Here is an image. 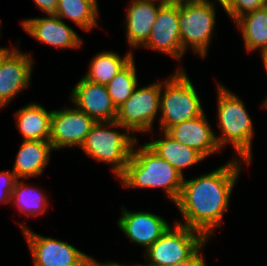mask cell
<instances>
[{"mask_svg":"<svg viewBox=\"0 0 267 266\" xmlns=\"http://www.w3.org/2000/svg\"><path fill=\"white\" fill-rule=\"evenodd\" d=\"M252 164L230 157L227 162L209 173L197 174L192 178L184 177L181 194L175 208L180 220L174 221L188 228L200 231L207 239H213L215 232L224 226V217L230 209L237 182L244 167ZM223 225V226H222Z\"/></svg>","mask_w":267,"mask_h":266,"instance_id":"obj_1","label":"cell"},{"mask_svg":"<svg viewBox=\"0 0 267 266\" xmlns=\"http://www.w3.org/2000/svg\"><path fill=\"white\" fill-rule=\"evenodd\" d=\"M216 127L217 143L223 151L228 146L235 150L231 157L244 160L250 164L253 162V140L255 127L246 102L224 85L223 81L216 80ZM220 134H219V133Z\"/></svg>","mask_w":267,"mask_h":266,"instance_id":"obj_2","label":"cell"},{"mask_svg":"<svg viewBox=\"0 0 267 266\" xmlns=\"http://www.w3.org/2000/svg\"><path fill=\"white\" fill-rule=\"evenodd\" d=\"M183 179L172 165L138 140L125 171L116 180L125 190H162L165 199L175 205L181 194Z\"/></svg>","mask_w":267,"mask_h":266,"instance_id":"obj_3","label":"cell"},{"mask_svg":"<svg viewBox=\"0 0 267 266\" xmlns=\"http://www.w3.org/2000/svg\"><path fill=\"white\" fill-rule=\"evenodd\" d=\"M138 140L116 120L96 122L79 149L97 164L107 165L117 179L125 171L134 144Z\"/></svg>","mask_w":267,"mask_h":266,"instance_id":"obj_4","label":"cell"},{"mask_svg":"<svg viewBox=\"0 0 267 266\" xmlns=\"http://www.w3.org/2000/svg\"><path fill=\"white\" fill-rule=\"evenodd\" d=\"M202 101L186 69H174L162 79L157 130L167 131L175 124L199 117L205 112Z\"/></svg>","mask_w":267,"mask_h":266,"instance_id":"obj_5","label":"cell"},{"mask_svg":"<svg viewBox=\"0 0 267 266\" xmlns=\"http://www.w3.org/2000/svg\"><path fill=\"white\" fill-rule=\"evenodd\" d=\"M218 7L224 9V5L199 0L179 6V30L183 51L205 59L209 56V49L214 36H218L216 30Z\"/></svg>","mask_w":267,"mask_h":266,"instance_id":"obj_6","label":"cell"},{"mask_svg":"<svg viewBox=\"0 0 267 266\" xmlns=\"http://www.w3.org/2000/svg\"><path fill=\"white\" fill-rule=\"evenodd\" d=\"M161 87L162 78L142 87L139 84L127 101L117 109L116 121L138 139L137 133L141 136L146 133L147 136L154 131V125L159 120Z\"/></svg>","mask_w":267,"mask_h":266,"instance_id":"obj_7","label":"cell"},{"mask_svg":"<svg viewBox=\"0 0 267 266\" xmlns=\"http://www.w3.org/2000/svg\"><path fill=\"white\" fill-rule=\"evenodd\" d=\"M15 222L24 236L33 266H91L92 255L82 252L75 245L39 234L26 222Z\"/></svg>","mask_w":267,"mask_h":266,"instance_id":"obj_8","label":"cell"},{"mask_svg":"<svg viewBox=\"0 0 267 266\" xmlns=\"http://www.w3.org/2000/svg\"><path fill=\"white\" fill-rule=\"evenodd\" d=\"M207 238L200 232L173 221L168 230L144 253L143 266H169L188 259Z\"/></svg>","mask_w":267,"mask_h":266,"instance_id":"obj_9","label":"cell"},{"mask_svg":"<svg viewBox=\"0 0 267 266\" xmlns=\"http://www.w3.org/2000/svg\"><path fill=\"white\" fill-rule=\"evenodd\" d=\"M20 44L3 59L0 66V110L9 107L18 95L32 86L35 57L31 51H22Z\"/></svg>","mask_w":267,"mask_h":266,"instance_id":"obj_10","label":"cell"},{"mask_svg":"<svg viewBox=\"0 0 267 266\" xmlns=\"http://www.w3.org/2000/svg\"><path fill=\"white\" fill-rule=\"evenodd\" d=\"M120 217L116 219L117 229L129 239L130 244L141 246L144 253L155 243L173 224L160 214L145 210H129L123 205L119 206ZM128 208V209H127Z\"/></svg>","mask_w":267,"mask_h":266,"instance_id":"obj_11","label":"cell"},{"mask_svg":"<svg viewBox=\"0 0 267 266\" xmlns=\"http://www.w3.org/2000/svg\"><path fill=\"white\" fill-rule=\"evenodd\" d=\"M169 56L179 64L175 69H185L181 64L186 53L182 49L179 30V6L162 4L151 29L149 39L140 48Z\"/></svg>","mask_w":267,"mask_h":266,"instance_id":"obj_12","label":"cell"},{"mask_svg":"<svg viewBox=\"0 0 267 266\" xmlns=\"http://www.w3.org/2000/svg\"><path fill=\"white\" fill-rule=\"evenodd\" d=\"M69 106L53 109L49 141L55 152L69 148L79 149L96 123L75 105Z\"/></svg>","mask_w":267,"mask_h":266,"instance_id":"obj_13","label":"cell"},{"mask_svg":"<svg viewBox=\"0 0 267 266\" xmlns=\"http://www.w3.org/2000/svg\"><path fill=\"white\" fill-rule=\"evenodd\" d=\"M19 22L26 34L48 47L63 51L67 49L80 51L85 44L82 36L58 16H32L23 18Z\"/></svg>","mask_w":267,"mask_h":266,"instance_id":"obj_14","label":"cell"},{"mask_svg":"<svg viewBox=\"0 0 267 266\" xmlns=\"http://www.w3.org/2000/svg\"><path fill=\"white\" fill-rule=\"evenodd\" d=\"M69 101L95 122L115 121L117 108L112 103L106 85L93 83L83 76L71 88Z\"/></svg>","mask_w":267,"mask_h":266,"instance_id":"obj_15","label":"cell"},{"mask_svg":"<svg viewBox=\"0 0 267 266\" xmlns=\"http://www.w3.org/2000/svg\"><path fill=\"white\" fill-rule=\"evenodd\" d=\"M123 26L129 50L133 53L149 39L162 3L159 0H127Z\"/></svg>","mask_w":267,"mask_h":266,"instance_id":"obj_16","label":"cell"},{"mask_svg":"<svg viewBox=\"0 0 267 266\" xmlns=\"http://www.w3.org/2000/svg\"><path fill=\"white\" fill-rule=\"evenodd\" d=\"M206 111L199 117L175 124L166 132L177 142L197 150L206 160L211 155L224 153L216 140L215 129Z\"/></svg>","mask_w":267,"mask_h":266,"instance_id":"obj_17","label":"cell"},{"mask_svg":"<svg viewBox=\"0 0 267 266\" xmlns=\"http://www.w3.org/2000/svg\"><path fill=\"white\" fill-rule=\"evenodd\" d=\"M156 131L148 133V136L151 134L152 138L149 141L144 140L145 144L156 155L172 165L183 177H187L185 170L206 160L197 150L177 142L166 131Z\"/></svg>","mask_w":267,"mask_h":266,"instance_id":"obj_18","label":"cell"},{"mask_svg":"<svg viewBox=\"0 0 267 266\" xmlns=\"http://www.w3.org/2000/svg\"><path fill=\"white\" fill-rule=\"evenodd\" d=\"M52 151L49 140H21L10 170L18 179L39 178L49 166Z\"/></svg>","mask_w":267,"mask_h":266,"instance_id":"obj_19","label":"cell"},{"mask_svg":"<svg viewBox=\"0 0 267 266\" xmlns=\"http://www.w3.org/2000/svg\"><path fill=\"white\" fill-rule=\"evenodd\" d=\"M53 109L48 110L41 103H29L13 113L14 123L22 140H49Z\"/></svg>","mask_w":267,"mask_h":266,"instance_id":"obj_20","label":"cell"},{"mask_svg":"<svg viewBox=\"0 0 267 266\" xmlns=\"http://www.w3.org/2000/svg\"><path fill=\"white\" fill-rule=\"evenodd\" d=\"M42 186L29 183L27 179H18L11 193L10 204L16 208L18 215L26 216L24 219L44 216L50 210L51 199ZM50 205V206H49Z\"/></svg>","mask_w":267,"mask_h":266,"instance_id":"obj_21","label":"cell"},{"mask_svg":"<svg viewBox=\"0 0 267 266\" xmlns=\"http://www.w3.org/2000/svg\"><path fill=\"white\" fill-rule=\"evenodd\" d=\"M233 25L242 35L247 54L267 48V5L239 17Z\"/></svg>","mask_w":267,"mask_h":266,"instance_id":"obj_22","label":"cell"},{"mask_svg":"<svg viewBox=\"0 0 267 266\" xmlns=\"http://www.w3.org/2000/svg\"><path fill=\"white\" fill-rule=\"evenodd\" d=\"M129 49L124 55L115 50H102L90 59L83 77L93 83L107 85L135 56Z\"/></svg>","mask_w":267,"mask_h":266,"instance_id":"obj_23","label":"cell"},{"mask_svg":"<svg viewBox=\"0 0 267 266\" xmlns=\"http://www.w3.org/2000/svg\"><path fill=\"white\" fill-rule=\"evenodd\" d=\"M99 0H59L57 16L71 21L83 32L91 33L100 27ZM99 20V21H98Z\"/></svg>","mask_w":267,"mask_h":266,"instance_id":"obj_24","label":"cell"},{"mask_svg":"<svg viewBox=\"0 0 267 266\" xmlns=\"http://www.w3.org/2000/svg\"><path fill=\"white\" fill-rule=\"evenodd\" d=\"M135 57L106 85L112 103L118 109L140 84ZM139 79V80H138Z\"/></svg>","mask_w":267,"mask_h":266,"instance_id":"obj_25","label":"cell"},{"mask_svg":"<svg viewBox=\"0 0 267 266\" xmlns=\"http://www.w3.org/2000/svg\"><path fill=\"white\" fill-rule=\"evenodd\" d=\"M267 5V0H228L224 5V13L235 22L244 14L262 8Z\"/></svg>","mask_w":267,"mask_h":266,"instance_id":"obj_26","label":"cell"},{"mask_svg":"<svg viewBox=\"0 0 267 266\" xmlns=\"http://www.w3.org/2000/svg\"><path fill=\"white\" fill-rule=\"evenodd\" d=\"M18 178L11 170L0 171V205H10L11 193Z\"/></svg>","mask_w":267,"mask_h":266,"instance_id":"obj_27","label":"cell"},{"mask_svg":"<svg viewBox=\"0 0 267 266\" xmlns=\"http://www.w3.org/2000/svg\"><path fill=\"white\" fill-rule=\"evenodd\" d=\"M211 239H207L188 259L169 266H209L206 263L205 247Z\"/></svg>","mask_w":267,"mask_h":266,"instance_id":"obj_28","label":"cell"},{"mask_svg":"<svg viewBox=\"0 0 267 266\" xmlns=\"http://www.w3.org/2000/svg\"><path fill=\"white\" fill-rule=\"evenodd\" d=\"M59 0H32L36 8L45 17H56L57 16V6Z\"/></svg>","mask_w":267,"mask_h":266,"instance_id":"obj_29","label":"cell"},{"mask_svg":"<svg viewBox=\"0 0 267 266\" xmlns=\"http://www.w3.org/2000/svg\"><path fill=\"white\" fill-rule=\"evenodd\" d=\"M98 258H94V256H92V260H91V266H143V264H142V262H136V263H126V262H124L123 264L122 263H120L119 261L117 262V260L116 261H112L111 259L110 260H105V262H103V261H99V260H97Z\"/></svg>","mask_w":267,"mask_h":266,"instance_id":"obj_30","label":"cell"},{"mask_svg":"<svg viewBox=\"0 0 267 266\" xmlns=\"http://www.w3.org/2000/svg\"><path fill=\"white\" fill-rule=\"evenodd\" d=\"M20 43L19 38L15 41V43H11L9 46H0V66L2 64L3 59Z\"/></svg>","mask_w":267,"mask_h":266,"instance_id":"obj_31","label":"cell"},{"mask_svg":"<svg viewBox=\"0 0 267 266\" xmlns=\"http://www.w3.org/2000/svg\"><path fill=\"white\" fill-rule=\"evenodd\" d=\"M162 4H166V5H177V6H181V5H185L188 3H192V2H196L199 0H159Z\"/></svg>","mask_w":267,"mask_h":266,"instance_id":"obj_32","label":"cell"},{"mask_svg":"<svg viewBox=\"0 0 267 266\" xmlns=\"http://www.w3.org/2000/svg\"><path fill=\"white\" fill-rule=\"evenodd\" d=\"M259 59L261 58V62L263 63V67L267 76V48L259 52Z\"/></svg>","mask_w":267,"mask_h":266,"instance_id":"obj_33","label":"cell"},{"mask_svg":"<svg viewBox=\"0 0 267 266\" xmlns=\"http://www.w3.org/2000/svg\"><path fill=\"white\" fill-rule=\"evenodd\" d=\"M262 103H260V107L262 110H266L267 111V94L266 96H264L263 100L261 101Z\"/></svg>","mask_w":267,"mask_h":266,"instance_id":"obj_34","label":"cell"},{"mask_svg":"<svg viewBox=\"0 0 267 266\" xmlns=\"http://www.w3.org/2000/svg\"><path fill=\"white\" fill-rule=\"evenodd\" d=\"M203 1H213L225 5L228 0H203Z\"/></svg>","mask_w":267,"mask_h":266,"instance_id":"obj_35","label":"cell"},{"mask_svg":"<svg viewBox=\"0 0 267 266\" xmlns=\"http://www.w3.org/2000/svg\"><path fill=\"white\" fill-rule=\"evenodd\" d=\"M2 21V19H0V36H1V33H2V29H3V27H2V23L3 22H1ZM1 38V37H0Z\"/></svg>","mask_w":267,"mask_h":266,"instance_id":"obj_36","label":"cell"}]
</instances>
